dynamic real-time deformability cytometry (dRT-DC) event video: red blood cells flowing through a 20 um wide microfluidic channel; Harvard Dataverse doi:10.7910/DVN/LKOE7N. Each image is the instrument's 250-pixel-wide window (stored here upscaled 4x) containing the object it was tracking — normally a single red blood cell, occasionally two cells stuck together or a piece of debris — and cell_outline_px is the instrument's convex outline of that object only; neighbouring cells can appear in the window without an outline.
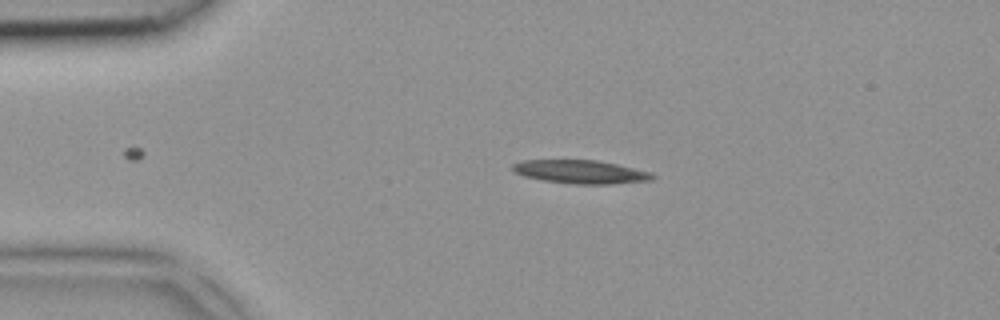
{"species": "common noctule bat (a hibernating species)", "species_latin": "Nyctalus noctula", "temperature_condition": "room temperature", "stored_images_in_passage": 2, "camera_frame_rate_fps": 3000, "um_per_image_px": 0.085, "animal": {"sex": "female", "body_mass_g": 18.4}, "frame": {"image": 1, "passage_image": 1, "time_ms": 0.0, "image_size_px": [1000, 320], "cell_outline_px": [[656, 176], [652, 180], [612, 184], [576, 184], [544, 180], [524, 176], [512, 172], [512, 164], [520, 160], [596, 160], [616, 164], [652, 172]], "centroid_in_image_um": [49.35, 14.6], "position_along_channel_um": 35.7, "area_um2": 19.13}}